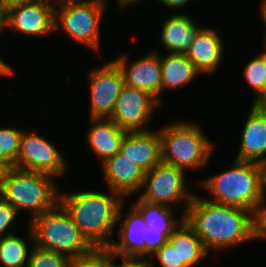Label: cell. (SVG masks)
Masks as SVG:
<instances>
[{
  "label": "cell",
  "mask_w": 266,
  "mask_h": 267,
  "mask_svg": "<svg viewBox=\"0 0 266 267\" xmlns=\"http://www.w3.org/2000/svg\"><path fill=\"white\" fill-rule=\"evenodd\" d=\"M186 223L201 239L209 253L223 250L255 238V214L194 195L184 215Z\"/></svg>",
  "instance_id": "1"
},
{
  "label": "cell",
  "mask_w": 266,
  "mask_h": 267,
  "mask_svg": "<svg viewBox=\"0 0 266 267\" xmlns=\"http://www.w3.org/2000/svg\"><path fill=\"white\" fill-rule=\"evenodd\" d=\"M123 202L124 198L112 190L110 194L79 191L59 196V204L95 248H108L114 240L111 234Z\"/></svg>",
  "instance_id": "2"
},
{
  "label": "cell",
  "mask_w": 266,
  "mask_h": 267,
  "mask_svg": "<svg viewBox=\"0 0 266 267\" xmlns=\"http://www.w3.org/2000/svg\"><path fill=\"white\" fill-rule=\"evenodd\" d=\"M214 197L210 201L252 211L255 215L266 202L265 166L235 160L220 174L199 182Z\"/></svg>",
  "instance_id": "3"
},
{
  "label": "cell",
  "mask_w": 266,
  "mask_h": 267,
  "mask_svg": "<svg viewBox=\"0 0 266 267\" xmlns=\"http://www.w3.org/2000/svg\"><path fill=\"white\" fill-rule=\"evenodd\" d=\"M29 226L34 235V245L64 254L69 259L78 258L95 249L60 204L32 218Z\"/></svg>",
  "instance_id": "4"
},
{
  "label": "cell",
  "mask_w": 266,
  "mask_h": 267,
  "mask_svg": "<svg viewBox=\"0 0 266 267\" xmlns=\"http://www.w3.org/2000/svg\"><path fill=\"white\" fill-rule=\"evenodd\" d=\"M53 178L50 174L12 167L0 196L17 212L32 211L31 220L59 204L60 193Z\"/></svg>",
  "instance_id": "5"
},
{
  "label": "cell",
  "mask_w": 266,
  "mask_h": 267,
  "mask_svg": "<svg viewBox=\"0 0 266 267\" xmlns=\"http://www.w3.org/2000/svg\"><path fill=\"white\" fill-rule=\"evenodd\" d=\"M160 129L163 163L184 171L205 166L214 145L199 125L175 121Z\"/></svg>",
  "instance_id": "6"
},
{
  "label": "cell",
  "mask_w": 266,
  "mask_h": 267,
  "mask_svg": "<svg viewBox=\"0 0 266 267\" xmlns=\"http://www.w3.org/2000/svg\"><path fill=\"white\" fill-rule=\"evenodd\" d=\"M106 3V0H73L55 7V30H65L69 37L98 52Z\"/></svg>",
  "instance_id": "7"
},
{
  "label": "cell",
  "mask_w": 266,
  "mask_h": 267,
  "mask_svg": "<svg viewBox=\"0 0 266 267\" xmlns=\"http://www.w3.org/2000/svg\"><path fill=\"white\" fill-rule=\"evenodd\" d=\"M185 181L183 169L162 162L145 172L142 189H146L139 198L151 204L164 205L174 209L177 207V211L182 208L183 213L181 214L184 216L196 194L186 190ZM181 200H184L185 203L179 208L181 204L178 203H181Z\"/></svg>",
  "instance_id": "8"
},
{
  "label": "cell",
  "mask_w": 266,
  "mask_h": 267,
  "mask_svg": "<svg viewBox=\"0 0 266 267\" xmlns=\"http://www.w3.org/2000/svg\"><path fill=\"white\" fill-rule=\"evenodd\" d=\"M160 105L150 93L124 84L109 119L127 132L149 131L145 126Z\"/></svg>",
  "instance_id": "9"
},
{
  "label": "cell",
  "mask_w": 266,
  "mask_h": 267,
  "mask_svg": "<svg viewBox=\"0 0 266 267\" xmlns=\"http://www.w3.org/2000/svg\"><path fill=\"white\" fill-rule=\"evenodd\" d=\"M65 164L61 152L46 139L35 132H22L17 163L13 167L57 177L65 171Z\"/></svg>",
  "instance_id": "10"
},
{
  "label": "cell",
  "mask_w": 266,
  "mask_h": 267,
  "mask_svg": "<svg viewBox=\"0 0 266 267\" xmlns=\"http://www.w3.org/2000/svg\"><path fill=\"white\" fill-rule=\"evenodd\" d=\"M89 76L91 119H109L124 86L122 72L112 60L103 67L92 70Z\"/></svg>",
  "instance_id": "11"
},
{
  "label": "cell",
  "mask_w": 266,
  "mask_h": 267,
  "mask_svg": "<svg viewBox=\"0 0 266 267\" xmlns=\"http://www.w3.org/2000/svg\"><path fill=\"white\" fill-rule=\"evenodd\" d=\"M54 20L53 5L41 0H33L7 9L5 28L24 35H48L55 30Z\"/></svg>",
  "instance_id": "12"
},
{
  "label": "cell",
  "mask_w": 266,
  "mask_h": 267,
  "mask_svg": "<svg viewBox=\"0 0 266 267\" xmlns=\"http://www.w3.org/2000/svg\"><path fill=\"white\" fill-rule=\"evenodd\" d=\"M120 68L124 84L140 88L153 95L160 103L162 93V78L160 55L157 51L135 60L129 66L126 56H121L113 60Z\"/></svg>",
  "instance_id": "13"
},
{
  "label": "cell",
  "mask_w": 266,
  "mask_h": 267,
  "mask_svg": "<svg viewBox=\"0 0 266 267\" xmlns=\"http://www.w3.org/2000/svg\"><path fill=\"white\" fill-rule=\"evenodd\" d=\"M123 203L119 210L118 221L122 225L118 229L119 242L114 240L108 249L121 259H144V241H146V229L148 225L140 211L131 204L129 213L123 217Z\"/></svg>",
  "instance_id": "14"
},
{
  "label": "cell",
  "mask_w": 266,
  "mask_h": 267,
  "mask_svg": "<svg viewBox=\"0 0 266 267\" xmlns=\"http://www.w3.org/2000/svg\"><path fill=\"white\" fill-rule=\"evenodd\" d=\"M119 152L145 172L150 171L163 162L160 131L127 132L122 139Z\"/></svg>",
  "instance_id": "15"
},
{
  "label": "cell",
  "mask_w": 266,
  "mask_h": 267,
  "mask_svg": "<svg viewBox=\"0 0 266 267\" xmlns=\"http://www.w3.org/2000/svg\"><path fill=\"white\" fill-rule=\"evenodd\" d=\"M109 190L123 198L141 191L145 171L120 152L102 163Z\"/></svg>",
  "instance_id": "16"
},
{
  "label": "cell",
  "mask_w": 266,
  "mask_h": 267,
  "mask_svg": "<svg viewBox=\"0 0 266 267\" xmlns=\"http://www.w3.org/2000/svg\"><path fill=\"white\" fill-rule=\"evenodd\" d=\"M237 160L266 164V110L253 104L242 130Z\"/></svg>",
  "instance_id": "17"
},
{
  "label": "cell",
  "mask_w": 266,
  "mask_h": 267,
  "mask_svg": "<svg viewBox=\"0 0 266 267\" xmlns=\"http://www.w3.org/2000/svg\"><path fill=\"white\" fill-rule=\"evenodd\" d=\"M223 49V42L217 31L203 27L186 56L202 74H212L222 60Z\"/></svg>",
  "instance_id": "18"
},
{
  "label": "cell",
  "mask_w": 266,
  "mask_h": 267,
  "mask_svg": "<svg viewBox=\"0 0 266 267\" xmlns=\"http://www.w3.org/2000/svg\"><path fill=\"white\" fill-rule=\"evenodd\" d=\"M91 120L94 123L87 132V142L103 163L119 153L122 139L127 131L121 129L111 119L94 118Z\"/></svg>",
  "instance_id": "19"
},
{
  "label": "cell",
  "mask_w": 266,
  "mask_h": 267,
  "mask_svg": "<svg viewBox=\"0 0 266 267\" xmlns=\"http://www.w3.org/2000/svg\"><path fill=\"white\" fill-rule=\"evenodd\" d=\"M188 14H174L162 26L160 42L169 53L186 54L203 28L195 25Z\"/></svg>",
  "instance_id": "20"
},
{
  "label": "cell",
  "mask_w": 266,
  "mask_h": 267,
  "mask_svg": "<svg viewBox=\"0 0 266 267\" xmlns=\"http://www.w3.org/2000/svg\"><path fill=\"white\" fill-rule=\"evenodd\" d=\"M160 64L162 91L180 88L192 82L196 75H202L186 54L169 53L160 57Z\"/></svg>",
  "instance_id": "21"
},
{
  "label": "cell",
  "mask_w": 266,
  "mask_h": 267,
  "mask_svg": "<svg viewBox=\"0 0 266 267\" xmlns=\"http://www.w3.org/2000/svg\"><path fill=\"white\" fill-rule=\"evenodd\" d=\"M168 241L179 254V264H186L188 267H192L195 264L200 265L209 254L204 248L201 239L185 220L172 233Z\"/></svg>",
  "instance_id": "22"
},
{
  "label": "cell",
  "mask_w": 266,
  "mask_h": 267,
  "mask_svg": "<svg viewBox=\"0 0 266 267\" xmlns=\"http://www.w3.org/2000/svg\"><path fill=\"white\" fill-rule=\"evenodd\" d=\"M133 205L142 214L148 225V230L162 231V234L168 239L185 220L183 215L178 219L174 218V208L151 204L141 200L139 197Z\"/></svg>",
  "instance_id": "23"
},
{
  "label": "cell",
  "mask_w": 266,
  "mask_h": 267,
  "mask_svg": "<svg viewBox=\"0 0 266 267\" xmlns=\"http://www.w3.org/2000/svg\"><path fill=\"white\" fill-rule=\"evenodd\" d=\"M12 233L0 238V263L3 267H26L31 251L24 238Z\"/></svg>",
  "instance_id": "24"
},
{
  "label": "cell",
  "mask_w": 266,
  "mask_h": 267,
  "mask_svg": "<svg viewBox=\"0 0 266 267\" xmlns=\"http://www.w3.org/2000/svg\"><path fill=\"white\" fill-rule=\"evenodd\" d=\"M244 77L256 93L252 104H261L266 99V63L260 54L245 66Z\"/></svg>",
  "instance_id": "25"
},
{
  "label": "cell",
  "mask_w": 266,
  "mask_h": 267,
  "mask_svg": "<svg viewBox=\"0 0 266 267\" xmlns=\"http://www.w3.org/2000/svg\"><path fill=\"white\" fill-rule=\"evenodd\" d=\"M28 230L30 241H33V250H31L26 267H68L70 259L66 255L34 245V235L29 225Z\"/></svg>",
  "instance_id": "26"
},
{
  "label": "cell",
  "mask_w": 266,
  "mask_h": 267,
  "mask_svg": "<svg viewBox=\"0 0 266 267\" xmlns=\"http://www.w3.org/2000/svg\"><path fill=\"white\" fill-rule=\"evenodd\" d=\"M22 132L14 128H0V159L11 166L17 163Z\"/></svg>",
  "instance_id": "27"
},
{
  "label": "cell",
  "mask_w": 266,
  "mask_h": 267,
  "mask_svg": "<svg viewBox=\"0 0 266 267\" xmlns=\"http://www.w3.org/2000/svg\"><path fill=\"white\" fill-rule=\"evenodd\" d=\"M115 258L117 256L108 248H95L88 254L70 259L68 267H116Z\"/></svg>",
  "instance_id": "28"
},
{
  "label": "cell",
  "mask_w": 266,
  "mask_h": 267,
  "mask_svg": "<svg viewBox=\"0 0 266 267\" xmlns=\"http://www.w3.org/2000/svg\"><path fill=\"white\" fill-rule=\"evenodd\" d=\"M154 256L161 267H188L179 264V254L173 245L167 241L151 257Z\"/></svg>",
  "instance_id": "29"
},
{
  "label": "cell",
  "mask_w": 266,
  "mask_h": 267,
  "mask_svg": "<svg viewBox=\"0 0 266 267\" xmlns=\"http://www.w3.org/2000/svg\"><path fill=\"white\" fill-rule=\"evenodd\" d=\"M17 214V210L0 196V238L14 233L12 230L10 232L8 228ZM7 230L8 232H6Z\"/></svg>",
  "instance_id": "30"
},
{
  "label": "cell",
  "mask_w": 266,
  "mask_h": 267,
  "mask_svg": "<svg viewBox=\"0 0 266 267\" xmlns=\"http://www.w3.org/2000/svg\"><path fill=\"white\" fill-rule=\"evenodd\" d=\"M168 241V238L162 234V231L146 229V241H144V259L145 255L151 257L163 244Z\"/></svg>",
  "instance_id": "31"
},
{
  "label": "cell",
  "mask_w": 266,
  "mask_h": 267,
  "mask_svg": "<svg viewBox=\"0 0 266 267\" xmlns=\"http://www.w3.org/2000/svg\"><path fill=\"white\" fill-rule=\"evenodd\" d=\"M255 224H256L255 238L266 239V205L265 203L255 215Z\"/></svg>",
  "instance_id": "32"
},
{
  "label": "cell",
  "mask_w": 266,
  "mask_h": 267,
  "mask_svg": "<svg viewBox=\"0 0 266 267\" xmlns=\"http://www.w3.org/2000/svg\"><path fill=\"white\" fill-rule=\"evenodd\" d=\"M122 264H117L116 267H153L151 261L147 259H122Z\"/></svg>",
  "instance_id": "33"
},
{
  "label": "cell",
  "mask_w": 266,
  "mask_h": 267,
  "mask_svg": "<svg viewBox=\"0 0 266 267\" xmlns=\"http://www.w3.org/2000/svg\"><path fill=\"white\" fill-rule=\"evenodd\" d=\"M12 167L13 166H11L8 162L0 159V195L3 191L8 172Z\"/></svg>",
  "instance_id": "34"
},
{
  "label": "cell",
  "mask_w": 266,
  "mask_h": 267,
  "mask_svg": "<svg viewBox=\"0 0 266 267\" xmlns=\"http://www.w3.org/2000/svg\"><path fill=\"white\" fill-rule=\"evenodd\" d=\"M191 0H158V2H160V4L162 3V5L166 6L167 8H181L184 5H187L188 2H190Z\"/></svg>",
  "instance_id": "35"
},
{
  "label": "cell",
  "mask_w": 266,
  "mask_h": 267,
  "mask_svg": "<svg viewBox=\"0 0 266 267\" xmlns=\"http://www.w3.org/2000/svg\"><path fill=\"white\" fill-rule=\"evenodd\" d=\"M33 0H0V2L2 3V6L5 10L16 6V5H20V4H25L27 2H30Z\"/></svg>",
  "instance_id": "36"
},
{
  "label": "cell",
  "mask_w": 266,
  "mask_h": 267,
  "mask_svg": "<svg viewBox=\"0 0 266 267\" xmlns=\"http://www.w3.org/2000/svg\"><path fill=\"white\" fill-rule=\"evenodd\" d=\"M13 72L12 68L0 58V76H8Z\"/></svg>",
  "instance_id": "37"
},
{
  "label": "cell",
  "mask_w": 266,
  "mask_h": 267,
  "mask_svg": "<svg viewBox=\"0 0 266 267\" xmlns=\"http://www.w3.org/2000/svg\"><path fill=\"white\" fill-rule=\"evenodd\" d=\"M6 10L3 8L0 2V35L3 33L5 28Z\"/></svg>",
  "instance_id": "38"
},
{
  "label": "cell",
  "mask_w": 266,
  "mask_h": 267,
  "mask_svg": "<svg viewBox=\"0 0 266 267\" xmlns=\"http://www.w3.org/2000/svg\"><path fill=\"white\" fill-rule=\"evenodd\" d=\"M43 2L49 3L51 5H53L54 7H56V5H61V4H65L69 1H73V0H41Z\"/></svg>",
  "instance_id": "39"
},
{
  "label": "cell",
  "mask_w": 266,
  "mask_h": 267,
  "mask_svg": "<svg viewBox=\"0 0 266 267\" xmlns=\"http://www.w3.org/2000/svg\"><path fill=\"white\" fill-rule=\"evenodd\" d=\"M260 5V14L264 23L266 24V0H262V3Z\"/></svg>",
  "instance_id": "40"
},
{
  "label": "cell",
  "mask_w": 266,
  "mask_h": 267,
  "mask_svg": "<svg viewBox=\"0 0 266 267\" xmlns=\"http://www.w3.org/2000/svg\"><path fill=\"white\" fill-rule=\"evenodd\" d=\"M136 1H139V0H117L120 8L123 9V7H127V6H130V4L132 3H136Z\"/></svg>",
  "instance_id": "41"
},
{
  "label": "cell",
  "mask_w": 266,
  "mask_h": 267,
  "mask_svg": "<svg viewBox=\"0 0 266 267\" xmlns=\"http://www.w3.org/2000/svg\"><path fill=\"white\" fill-rule=\"evenodd\" d=\"M260 55L263 57L265 63H266V49L260 53Z\"/></svg>",
  "instance_id": "42"
},
{
  "label": "cell",
  "mask_w": 266,
  "mask_h": 267,
  "mask_svg": "<svg viewBox=\"0 0 266 267\" xmlns=\"http://www.w3.org/2000/svg\"><path fill=\"white\" fill-rule=\"evenodd\" d=\"M260 105L266 110V99Z\"/></svg>",
  "instance_id": "43"
},
{
  "label": "cell",
  "mask_w": 266,
  "mask_h": 267,
  "mask_svg": "<svg viewBox=\"0 0 266 267\" xmlns=\"http://www.w3.org/2000/svg\"><path fill=\"white\" fill-rule=\"evenodd\" d=\"M264 166H265V179H266V164Z\"/></svg>",
  "instance_id": "44"
}]
</instances>
